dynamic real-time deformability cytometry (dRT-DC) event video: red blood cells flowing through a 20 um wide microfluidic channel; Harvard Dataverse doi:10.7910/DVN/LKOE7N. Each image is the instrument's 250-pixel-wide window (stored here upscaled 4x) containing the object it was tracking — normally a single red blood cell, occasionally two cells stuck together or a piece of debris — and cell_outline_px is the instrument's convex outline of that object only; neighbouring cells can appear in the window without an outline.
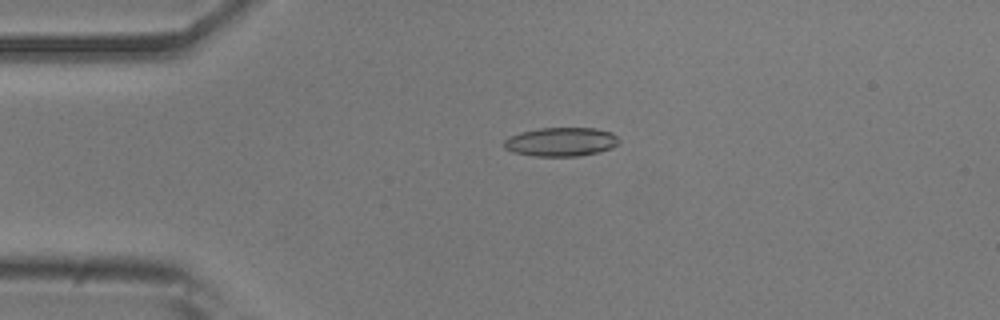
{"species": "common noctule bat (a hibernating species)", "species_latin": "Nyctalus noctula", "temperature_condition": "room temperature", "stored_images_in_passage": 45, "camera_frame_rate_fps": 3000, "um_per_image_px": 0.085, "animal": {"sex": "male", "body_mass_g": 20.5, "forearm_length_mm": 52.5}, "frame": {"image": 1, "passage_image": 3, "time_ms": 0.667, "image_size_px": [1000, 320], "cell_outline_px": [[620, 140], [612, 148], [600, 152], [576, 156], [532, 156], [512, 152], [504, 148], [504, 140], [508, 136], [520, 132], [540, 128], [596, 128], [612, 132]], "centroid_in_image_um": [47.67, 12.05], "position_along_channel_um": 37.3, "area_um2": 19.48}}
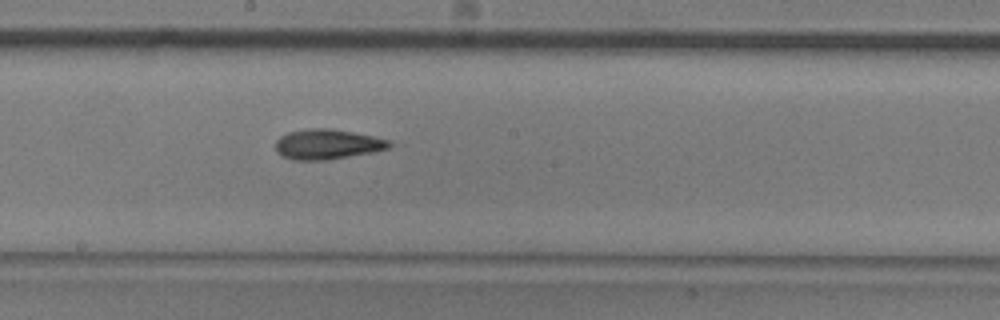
{"frame": {"image": 2, "passage_image": 20, "time_ms": 6.333, "image_size_px": [1000, 320], "cell_outline_px": [[392, 144], [388, 148], [372, 152], [324, 160], [292, 160], [276, 152], [276, 140], [280, 136], [288, 132], [308, 128], [332, 128], [372, 136], [388, 140]], "centroid_in_image_um": [27.78, 12.25], "position_along_channel_um": 220.4, "area_um2": 19.77}}
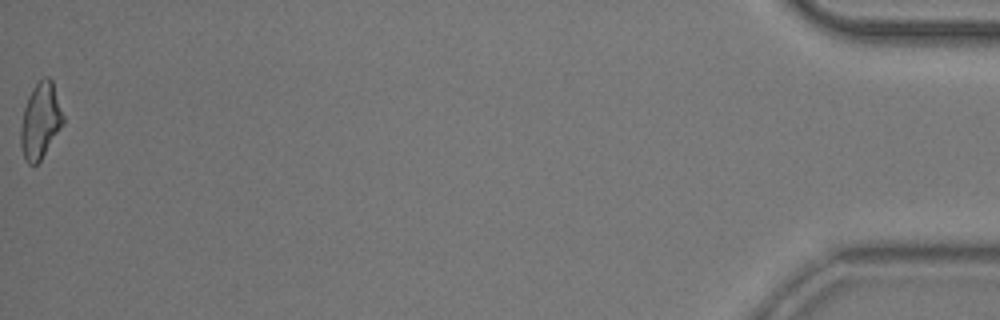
{"frame": {"image": 3, "passage_image": 45, "time_ms": 14.667, "image_size_px": [1000, 320], "cell_outline_px": [[64, 124], [40, 160], [36, 164], [28, 164], [24, 160], [20, 144], [20, 128], [24, 108], [28, 96], [32, 88], [44, 76], [48, 76], [52, 80], [64, 116]], "centroid_in_image_um": [3.43, 10.26], "position_along_channel_um": 431.8, "area_um2": 18.79}, "authors_computed_cell_mechanics": {"area_um2": 19.1896, "velocity_mm_per_s": 3.755, "shape_relaxation_time_tau1_ms": 6.1802, "shape_relaxation_time_tau2_ms": 3.7712, "deformation_change_tau1": 0.1736, "deformation_change_tau2": 0.1302}}